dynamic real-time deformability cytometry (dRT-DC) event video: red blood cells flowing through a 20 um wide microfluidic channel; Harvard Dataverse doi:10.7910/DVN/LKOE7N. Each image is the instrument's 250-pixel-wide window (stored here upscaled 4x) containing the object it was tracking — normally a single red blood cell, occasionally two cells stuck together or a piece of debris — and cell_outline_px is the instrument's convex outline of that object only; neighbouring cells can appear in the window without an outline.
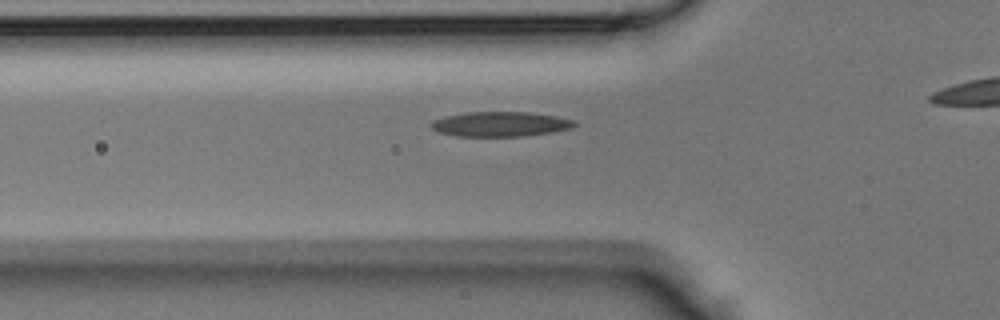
{"species": "Egyptian fruit bat (a non-hibernating species)", "species_latin": "Rousettus aegyptiacus", "temperature_condition": "room temperature", "stored_images_in_passage": 33, "camera_frame_rate_fps": 3000, "um_per_image_px": 0.085, "animal": {"sex": "male"}, "frame": {"image": 1, "passage_image": 10, "time_ms": 3.0, "image_size_px": [1000, 320], "cell_outline_px": [[576, 124], [572, 128], [552, 132], [524, 136], [456, 136], [440, 132], [432, 128], [432, 120], [444, 116], [468, 112], [528, 112], [556, 116], [572, 120]], "centroid_in_image_um": [42.52, 10.55], "position_along_channel_um": 83.3, "area_um2": 20.58}}
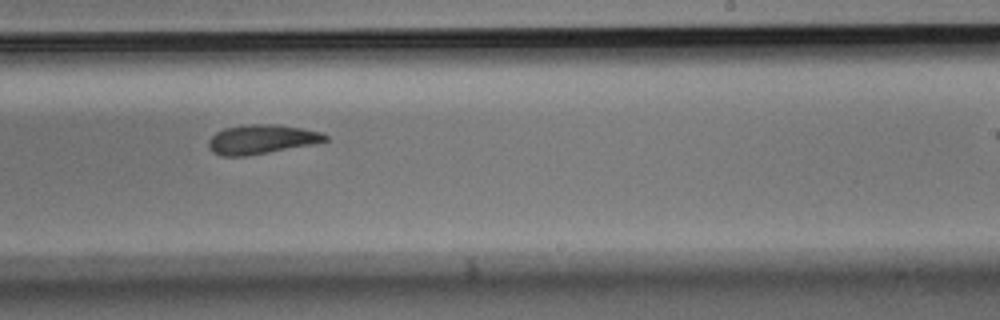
{"frame": {"image": 2, "passage_image": 23, "time_ms": 7.333, "image_size_px": [1000, 320], "cell_outline_px": [[328, 140], [312, 144], [248, 156], [220, 156], [212, 152], [208, 148], [208, 140], [216, 132], [224, 128], [244, 124], [276, 124], [300, 128], [320, 132], [328, 136]], "centroid_in_image_um": [22.17, 11.84], "position_along_channel_um": 266.8, "area_um2": 19.94}}
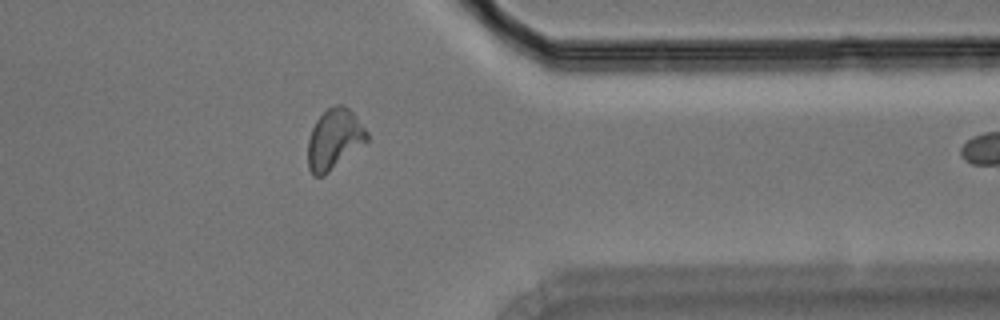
{"frame": {"image": 3, "passage_image": 32, "time_ms": 10.333, "image_size_px": [1000, 320], "cell_outline_px": [[368, 140], [324, 176], [312, 176], [308, 168], [308, 140], [312, 128], [316, 120], [328, 108], [336, 104], [344, 104], [356, 116], [368, 132]], "centroid_in_image_um": [28.4, 11.83], "position_along_channel_um": 383.0, "area_um2": 20.69}}